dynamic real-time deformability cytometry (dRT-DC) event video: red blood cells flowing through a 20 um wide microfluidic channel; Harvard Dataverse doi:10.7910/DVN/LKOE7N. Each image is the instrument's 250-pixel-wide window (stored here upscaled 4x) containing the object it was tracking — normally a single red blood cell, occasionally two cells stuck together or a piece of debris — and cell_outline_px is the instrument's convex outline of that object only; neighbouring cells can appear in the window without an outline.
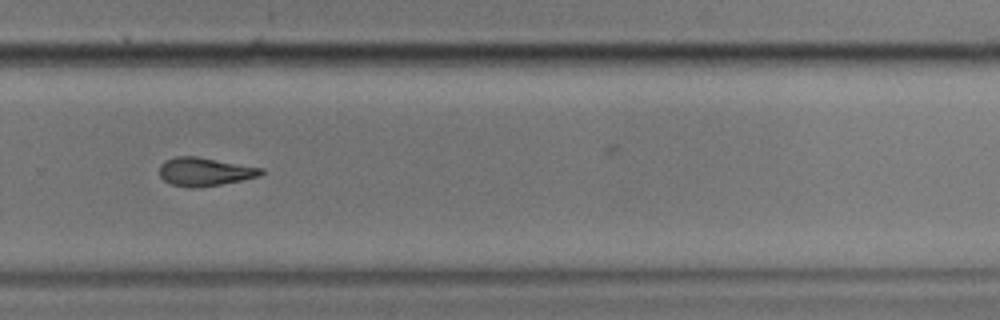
{"species": "common noctule bat (a hibernating species)", "species_latin": "Nyctalus noctula", "temperature_condition": "cold", "stored_images_in_passage": 14, "camera_frame_rate_fps": 3000, "um_per_image_px": 0.085, "animal": {"sex": "male", "body_mass_g": 17.9}, "frame": {"image": 1, "passage_image": 10, "time_ms": 3.0, "image_size_px": [1000, 320], "cell_outline_px": [[264, 172], [260, 176], [220, 184], [192, 188], [188, 188], [172, 184], [164, 180], [160, 176], [160, 164], [164, 160], [176, 156], [196, 156], [264, 168]], "centroid_in_image_um": [17.39, 14.58], "position_along_channel_um": 312.4, "area_um2": 16.76}}